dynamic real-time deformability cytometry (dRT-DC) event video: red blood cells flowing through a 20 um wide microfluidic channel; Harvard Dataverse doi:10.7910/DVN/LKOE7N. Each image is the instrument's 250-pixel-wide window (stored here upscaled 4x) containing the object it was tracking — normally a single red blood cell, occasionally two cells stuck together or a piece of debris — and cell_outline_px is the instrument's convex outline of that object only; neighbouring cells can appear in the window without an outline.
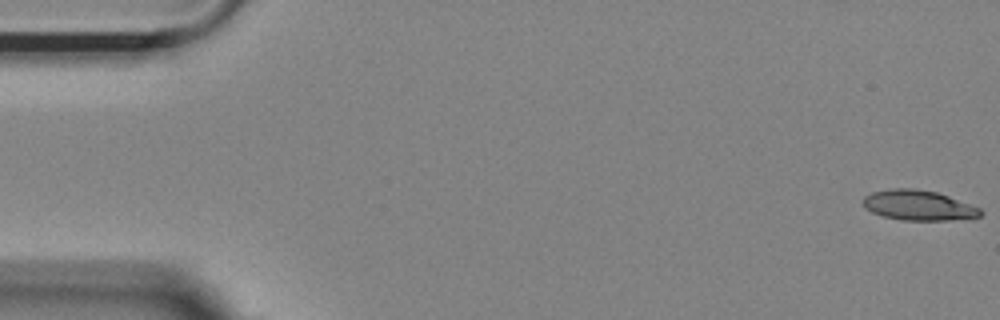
{"species": "Egyptian fruit bat (a non-hibernating species)", "species_latin": "Rousettus aegyptiacus", "temperature_condition": "room temperature", "stored_images_in_passage": 8, "camera_frame_rate_fps": 3000, "um_per_image_px": 0.085, "animal": {"sex": "female"}, "frame": {"image": 1, "passage_image": 1, "time_ms": 0.0, "image_size_px": [1000, 320], "cell_outline_px": [[984, 212], [980, 216], [948, 220], [904, 220], [884, 216], [872, 212], [864, 208], [864, 196], [872, 192], [892, 188], [912, 188], [936, 192], [948, 196], [980, 208]], "centroid_in_image_um": [78.05, 17.44], "position_along_channel_um": 6.9, "area_um2": 20.35}}